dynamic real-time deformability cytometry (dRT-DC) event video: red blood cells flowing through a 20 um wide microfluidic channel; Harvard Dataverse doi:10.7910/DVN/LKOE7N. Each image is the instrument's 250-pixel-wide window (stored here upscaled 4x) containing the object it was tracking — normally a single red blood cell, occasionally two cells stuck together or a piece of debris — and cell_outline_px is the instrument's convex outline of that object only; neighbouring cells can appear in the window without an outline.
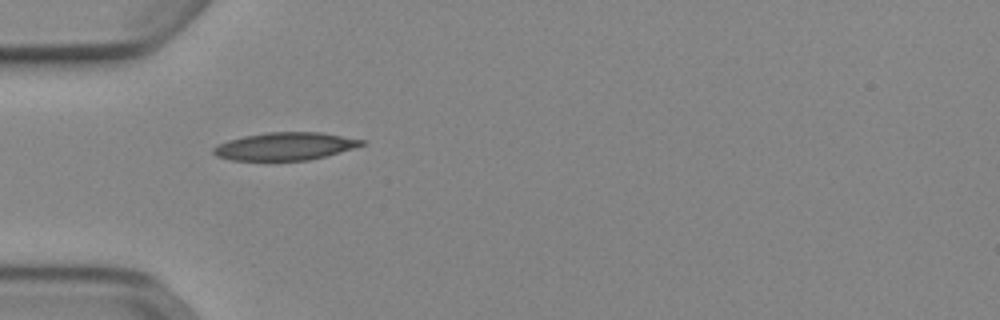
{"species": "Egyptian fruit bat (a non-hibernating species)", "species_latin": "Rousettus aegyptiacus", "temperature_condition": "cold", "stored_images_in_passage": 37, "camera_frame_rate_fps": 3000, "um_per_image_px": 0.085, "animal": {"sex": "female"}, "frame": {"image": 1, "passage_image": 1, "time_ms": 0.0, "image_size_px": [1000, 320], "cell_outline_px": [[364, 144], [352, 148], [324, 156], [308, 160], [232, 160], [216, 156], [212, 152], [212, 148], [216, 144], [228, 140], [244, 136], [268, 132], [320, 132], [364, 140]], "centroid_in_image_um": [24.16, 12.43], "position_along_channel_um": 60.8, "area_um2": 23.7}}
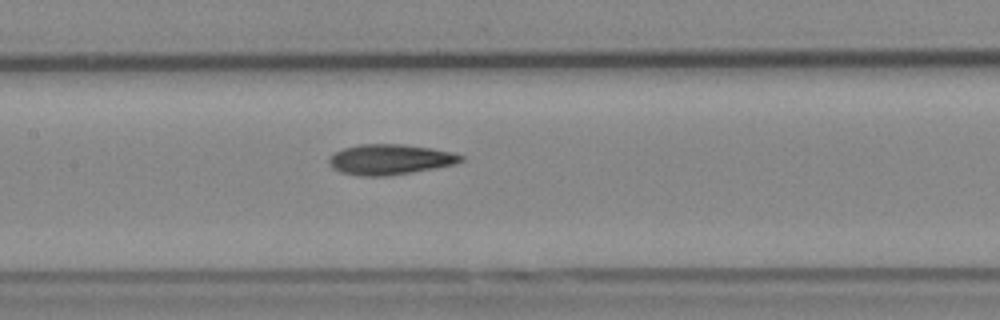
{"frame": {"image": 2, "passage_image": 10, "time_ms": 3.0, "image_size_px": [1000, 320], "cell_outline_px": [[464, 160], [456, 164], [436, 168], [412, 172], [384, 176], [360, 176], [340, 172], [332, 168], [328, 160], [328, 156], [332, 152], [344, 148], [360, 144], [404, 144], [432, 148], [452, 152], [464, 156]], "centroid_in_image_um": [33.14, 13.55], "position_along_channel_um": 174.3, "area_um2": 23.58}}
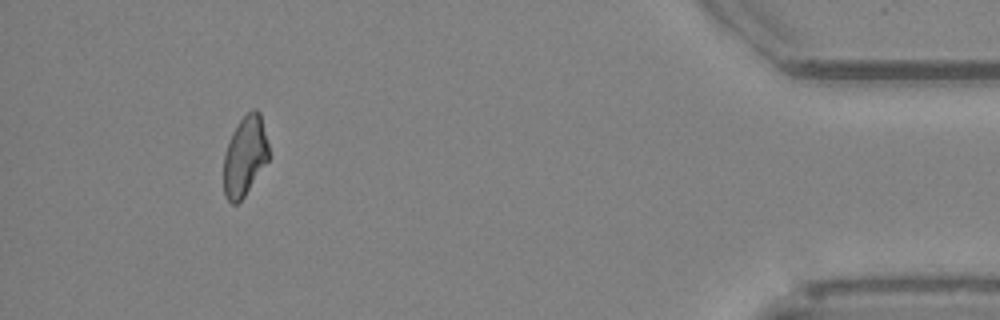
{"frame": {"image": 3, "passage_image": 33, "time_ms": 10.667, "image_size_px": [1000, 320], "cell_outline_px": [[268, 160], [244, 196], [236, 204], [232, 204], [224, 196], [224, 156], [232, 132], [240, 120], [252, 108], [256, 108], [260, 112], [268, 144]], "centroid_in_image_um": [20.81, 13.26], "position_along_channel_um": 414.4, "area_um2": 20.69}, "authors_computed_cell_mechanics": {"area_um2": 22.5998, "velocity_mm_per_s": 3.9002, "shape_relaxation_time_tau1_ms": 8.756, "shape_relaxation_time_tau2_ms": 3.2941, "deformation_change_tau1": 0.1728, "deformation_change_tau2": 0.0946}}